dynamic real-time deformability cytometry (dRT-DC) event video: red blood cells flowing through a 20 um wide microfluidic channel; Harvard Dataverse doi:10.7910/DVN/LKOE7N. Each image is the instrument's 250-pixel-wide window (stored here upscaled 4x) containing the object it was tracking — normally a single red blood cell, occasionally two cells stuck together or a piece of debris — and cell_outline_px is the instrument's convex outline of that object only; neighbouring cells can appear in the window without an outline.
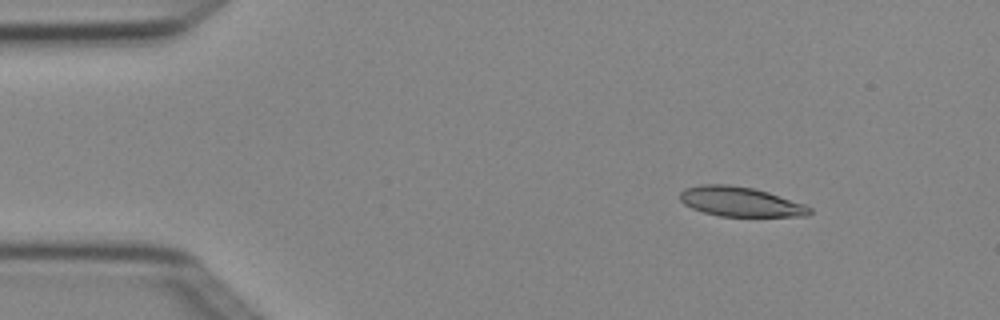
{"species": "Egyptian fruit bat (a non-hibernating species)", "species_latin": "Rousettus aegyptiacus", "temperature_condition": "cold", "stored_images_in_passage": 3, "camera_frame_rate_fps": 3000, "um_per_image_px": 0.085, "animal": {"sex": "female"}, "frame": {"image": 1, "passage_image": 1, "time_ms": 0.0, "image_size_px": [1000, 320], "cell_outline_px": [[812, 212], [808, 216], [720, 216], [704, 212], [692, 208], [684, 204], [680, 200], [680, 192], [684, 188], [700, 184], [728, 184], [752, 188], [768, 192], [804, 204], [812, 208]], "centroid_in_image_um": [62.92, 17.14], "position_along_channel_um": 22.1, "area_um2": 22.37}}